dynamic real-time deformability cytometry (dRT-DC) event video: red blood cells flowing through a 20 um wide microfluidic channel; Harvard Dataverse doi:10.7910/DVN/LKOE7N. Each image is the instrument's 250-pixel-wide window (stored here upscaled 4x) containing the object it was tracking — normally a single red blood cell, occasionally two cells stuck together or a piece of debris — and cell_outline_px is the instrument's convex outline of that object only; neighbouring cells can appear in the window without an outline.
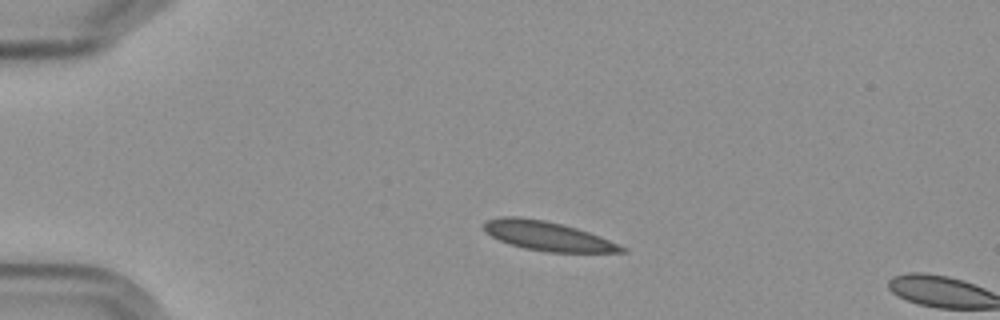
{"species": "Egyptian fruit bat (a non-hibernating species)", "species_latin": "Rousettus aegyptiacus", "temperature_condition": "cold", "stored_images_in_passage": 2, "camera_frame_rate_fps": 3000, "um_per_image_px": 0.085, "frame": {"image": 1, "passage_image": 1, "time_ms": 0.0, "image_size_px": [1000, 320], "cell_outline_px": [[628, 252], [544, 252], [524, 248], [508, 244], [484, 232], [484, 220], [500, 216], [520, 216], [544, 220], [576, 228], [600, 236], [628, 248]], "centroid_in_image_um": [46.51, 20.06], "position_along_channel_um": 38.5, "area_um2": 23.58}}